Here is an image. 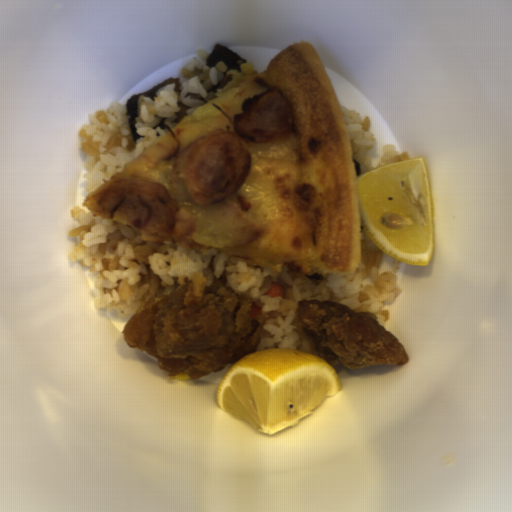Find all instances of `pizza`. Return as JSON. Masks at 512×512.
Segmentation results:
<instances>
[{
	"instance_id": "dd6c1bee",
	"label": "pizza",
	"mask_w": 512,
	"mask_h": 512,
	"mask_svg": "<svg viewBox=\"0 0 512 512\" xmlns=\"http://www.w3.org/2000/svg\"><path fill=\"white\" fill-rule=\"evenodd\" d=\"M219 95L192 113L84 199L96 217L104 193L125 179H151L167 188L175 208L172 239L200 251H222L252 263L285 264L306 274L352 272L361 261L364 231L349 127L331 78L311 42L290 44L265 69L231 70ZM293 111L288 136L256 145L243 185L214 206L192 203L180 176L178 155L211 130H231L241 109L274 91ZM236 206L264 234L232 248L197 243L193 235L209 217ZM119 222V221H118Z\"/></svg>"
}]
</instances>
